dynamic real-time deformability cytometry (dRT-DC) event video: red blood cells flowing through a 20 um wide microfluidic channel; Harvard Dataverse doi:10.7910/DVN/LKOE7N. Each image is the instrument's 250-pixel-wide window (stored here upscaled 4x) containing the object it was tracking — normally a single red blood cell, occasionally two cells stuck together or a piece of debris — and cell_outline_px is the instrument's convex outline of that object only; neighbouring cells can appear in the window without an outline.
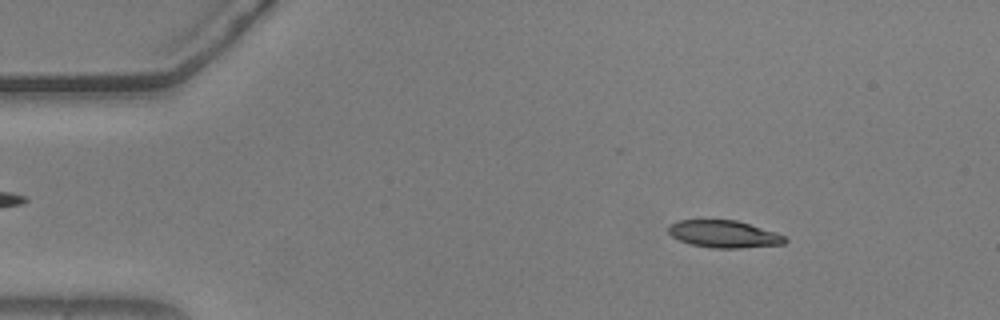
{"species": "common noctule bat (a hibernating species)", "species_latin": "Nyctalus noctula", "temperature_condition": "warm", "stored_images_in_passage": 54, "camera_frame_rate_fps": 3000, "um_per_image_px": 0.085, "animal": {"sex": "male", "body_mass_g": 20.5, "forearm_length_mm": 52.5}, "frame": {"image": 1, "passage_image": 7, "time_ms": 2.0, "image_size_px": [1000, 320], "cell_outline_px": [[788, 240], [784, 244], [740, 248], [716, 248], [692, 244], [680, 240], [672, 236], [668, 232], [668, 224], [680, 220], [736, 220], [776, 232], [784, 236]], "centroid_in_image_um": [61.54, 19.89], "position_along_channel_um": 23.5, "area_um2": 18.38}}
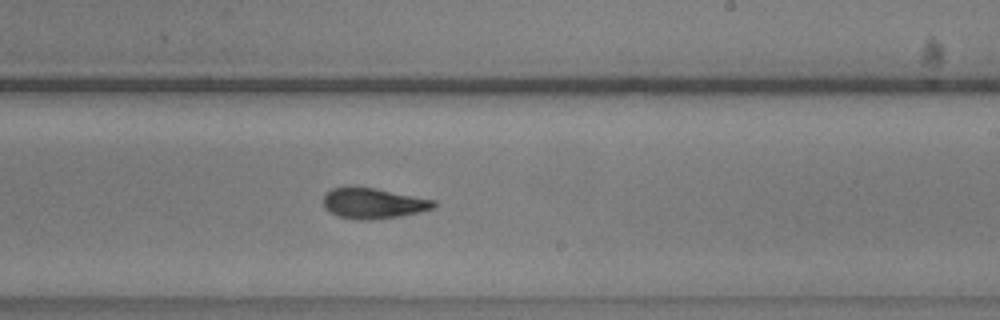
{"frame": {"image": 2, "passage_image": 32, "time_ms": 10.333, "image_size_px": [1000, 320], "cell_outline_px": [[436, 208], [420, 212], [400, 216], [368, 220], [360, 220], [336, 216], [328, 212], [324, 208], [324, 196], [332, 188], [348, 184], [376, 188], [436, 200]], "centroid_in_image_um": [31.71, 17.26], "position_along_channel_um": 257.3, "area_um2": 20.23}}
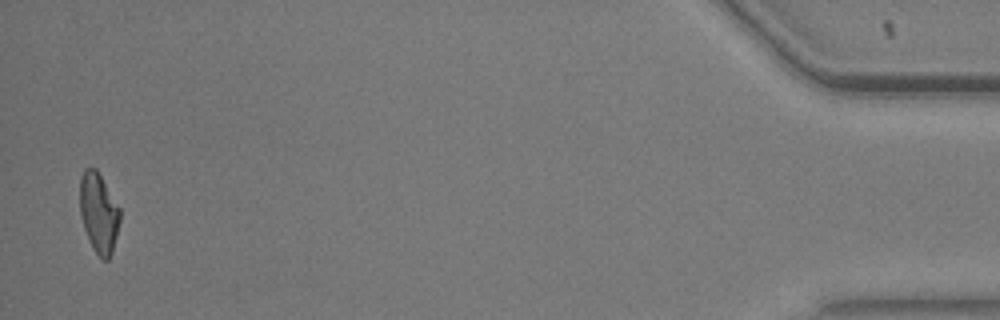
{"frame": {"image": 3, "passage_image": 53, "time_ms": 17.333, "image_size_px": [1000, 320], "cell_outline_px": [[120, 220], [112, 252], [108, 260], [104, 260], [92, 248], [84, 228], [80, 216], [80, 176], [84, 168], [96, 168], [120, 208]], "centroid_in_image_um": [8.38, 18.07], "position_along_channel_um": 426.8, "area_um2": 18.61}}